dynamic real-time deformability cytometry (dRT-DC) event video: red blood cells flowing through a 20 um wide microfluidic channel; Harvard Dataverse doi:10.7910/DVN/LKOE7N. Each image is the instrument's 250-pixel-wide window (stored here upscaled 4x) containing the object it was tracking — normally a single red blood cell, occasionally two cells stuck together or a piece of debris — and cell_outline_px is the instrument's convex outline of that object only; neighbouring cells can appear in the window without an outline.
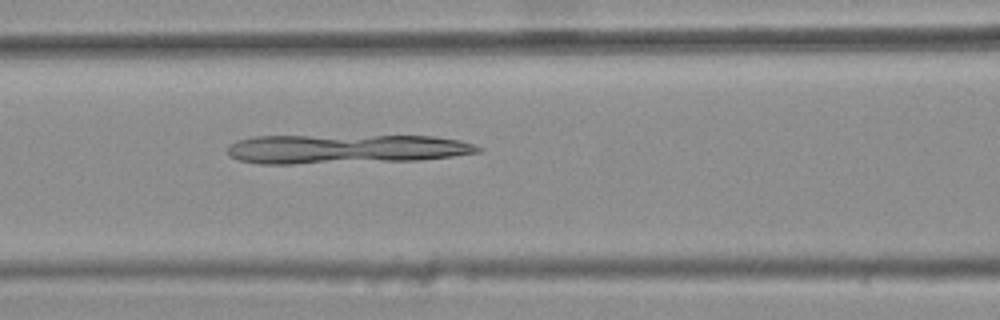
{"species": "common noctule bat (a hibernating species)", "species_latin": "Nyctalus noctula", "temperature_condition": "warm", "stored_images_in_passage": 6, "segment_of_instrument_passage": [2, 2], "camera_frame_rate_fps": 3000, "um_per_image_px": 0.085, "animal": {"sex": "female", "body_mass_g": 25.1}, "frame": {"image": 1, "passage_image": 6, "time_ms": 1.667, "image_size_px": [1000, 320], "cell_outline_px": [[484, 148], [480, 152], [452, 156], [416, 160], [292, 164], [256, 164], [240, 160], [232, 156], [228, 152], [228, 144], [236, 140], [252, 136], [436, 136], [460, 140], [476, 144]], "centroid_in_image_um": [29.38, 12.66], "position_along_channel_um": 137.2, "area_um2": 42.95}}